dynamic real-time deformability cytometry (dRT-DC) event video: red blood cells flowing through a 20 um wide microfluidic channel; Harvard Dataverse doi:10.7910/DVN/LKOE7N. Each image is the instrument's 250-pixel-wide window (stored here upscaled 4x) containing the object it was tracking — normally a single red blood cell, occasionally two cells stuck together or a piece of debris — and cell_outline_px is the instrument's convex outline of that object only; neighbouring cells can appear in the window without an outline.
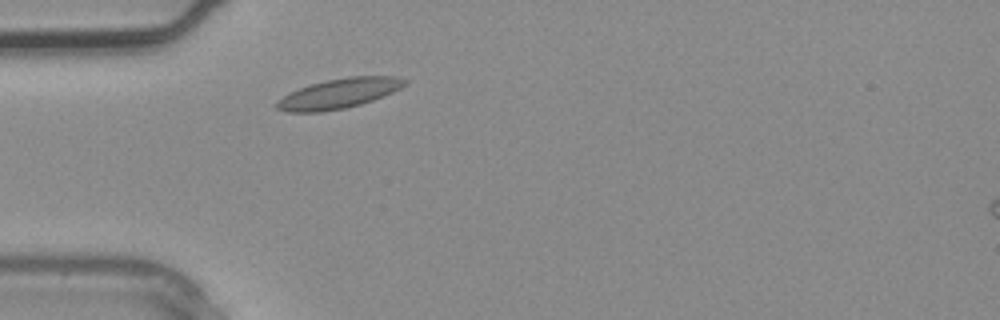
{"species": "common noctule bat (a hibernating species)", "species_latin": "Nyctalus noctula", "temperature_condition": "warm", "stored_images_in_passage": 2, "camera_frame_rate_fps": 3000, "um_per_image_px": 0.085, "animal": {"sex": "male", "body_mass_g": 20.4}, "frame": {"image": 1, "passage_image": 1, "time_ms": 0.0, "image_size_px": [1000, 320], "cell_outline_px": [[408, 84], [384, 96], [360, 104], [344, 108], [320, 112], [288, 112], [276, 108], [276, 100], [300, 88], [312, 84], [328, 80], [348, 76], [396, 76], [408, 80]], "centroid_in_image_um": [28.84, 7.94], "position_along_channel_um": 56.2, "area_um2": 22.08}}